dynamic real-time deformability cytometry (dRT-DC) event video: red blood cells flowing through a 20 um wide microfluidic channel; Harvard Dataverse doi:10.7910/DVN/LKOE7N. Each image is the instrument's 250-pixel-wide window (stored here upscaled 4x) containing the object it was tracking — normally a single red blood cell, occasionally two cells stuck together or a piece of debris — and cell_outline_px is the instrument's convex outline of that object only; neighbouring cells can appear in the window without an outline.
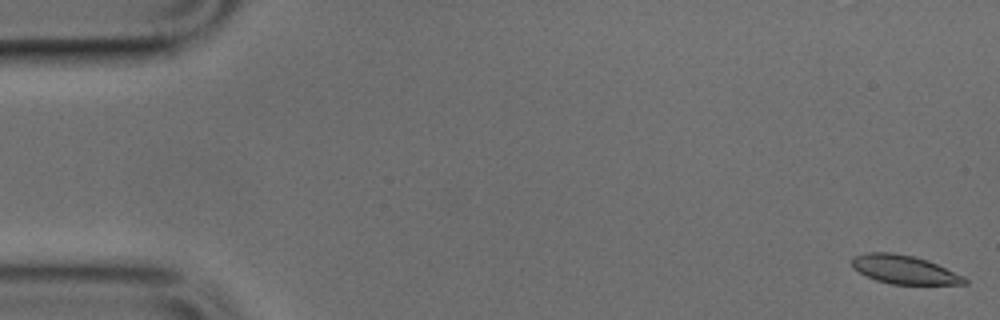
{"species": "common noctule bat (a hibernating species)", "species_latin": "Nyctalus noctula", "temperature_condition": "cold", "stored_images_in_passage": 15, "camera_frame_rate_fps": 3000, "um_per_image_px": 0.085, "animal": {"sex": "male", "body_mass_g": 17.9, "forearm_length_mm": 54.2}, "frame": {"image": 1, "passage_image": 1, "time_ms": 0.0, "image_size_px": [1000, 320], "cell_outline_px": [[968, 284], [892, 284], [876, 280], [852, 268], [852, 256], [868, 252], [892, 252], [912, 256], [928, 260], [964, 276], [968, 280]], "centroid_in_image_um": [76.86, 22.91], "position_along_channel_um": 8.1, "area_um2": 18.73}}
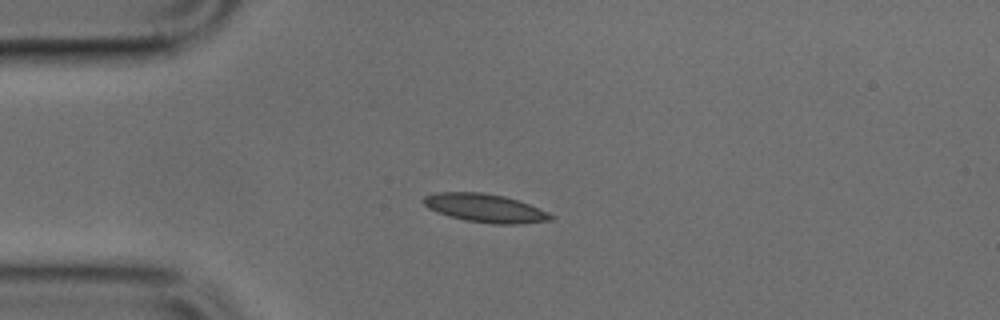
{"frame": {"image": 2, "passage_image": 12, "time_ms": 3.667, "image_size_px": [1000, 320], "cell_outline_px": [[556, 216], [552, 220], [516, 224], [492, 224], [464, 220], [448, 216], [436, 212], [428, 208], [420, 200], [424, 196], [436, 192], [480, 192], [504, 196], [528, 204], [548, 212]], "centroid_in_image_um": [41.19, 17.69], "position_along_channel_um": 43.8, "area_um2": 21.15}}